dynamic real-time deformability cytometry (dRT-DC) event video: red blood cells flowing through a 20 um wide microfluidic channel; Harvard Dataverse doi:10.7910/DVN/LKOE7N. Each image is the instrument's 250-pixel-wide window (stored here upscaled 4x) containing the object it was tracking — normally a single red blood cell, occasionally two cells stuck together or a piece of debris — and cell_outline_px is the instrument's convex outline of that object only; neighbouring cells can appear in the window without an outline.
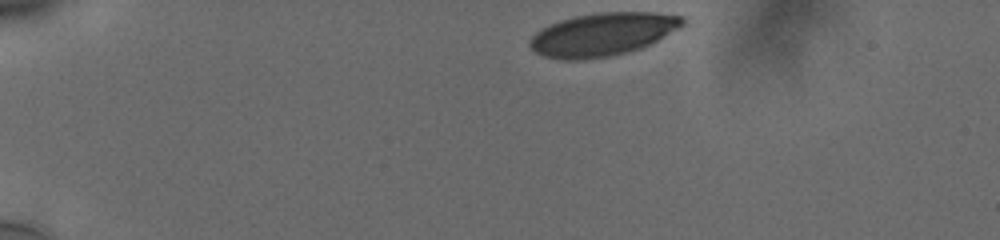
{"species": "human", "species_latin": "Homo sapiens", "temperature_condition": "cold", "stored_images_in_passage": 38, "camera_frame_rate_fps": 3000, "um_per_image_px": 0.085, "donor": {"sex": "male"}, "frame": {"image": 1, "passage_image": 1, "time_ms": 0.0, "image_size_px": [1000, 240], "cell_outline_px": [[684, 24], [656, 40], [640, 48], [628, 52], [608, 56], [576, 60], [560, 60], [544, 56], [536, 52], [528, 44], [528, 40], [540, 28], [548, 24], [572, 16], [596, 12], [652, 12], [684, 16]], "centroid_in_image_um": [51.15, 2.9], "position_along_channel_um": 33.8, "area_um2": 38.21}}
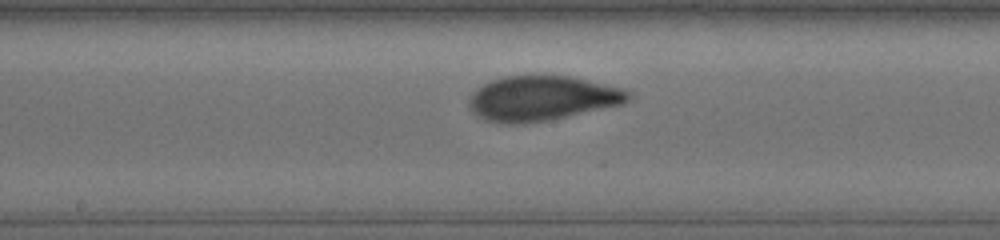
{"frame": {"image": 2, "passage_image": 21, "time_ms": 6.667, "image_size_px": [1000, 240], "cell_outline_px": [[632, 96], [628, 100], [620, 104], [548, 120], [524, 124], [512, 124], [484, 120], [472, 112], [468, 104], [468, 100], [472, 92], [476, 88], [492, 80], [504, 76], [568, 76], [624, 88]], "centroid_in_image_um": [46.01, 8.36], "position_along_channel_um": 202.2, "area_um2": 41.27}}
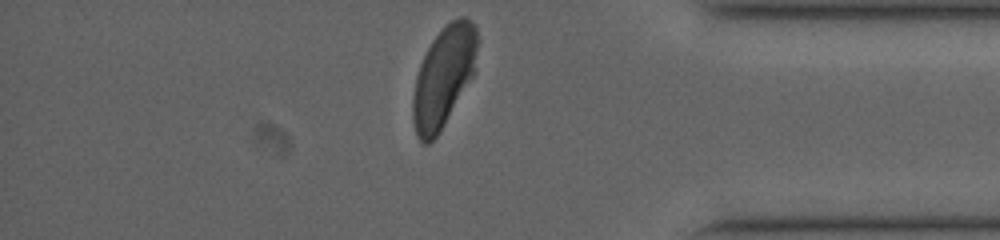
{"frame": {"image": 3, "passage_image": 38, "time_ms": 12.333, "image_size_px": [1000, 240], "cell_outline_px": [[480, 40], [476, 72], [440, 132], [428, 144], [424, 144], [416, 136], [412, 120], [412, 96], [416, 76], [420, 64], [432, 40], [452, 20], [460, 16], [464, 16], [472, 20], [476, 24]], "centroid_in_image_um": [37.75, 6.51], "position_along_channel_um": 397.4, "area_um2": 38.61}, "authors_computed_cell_mechanics": {"area_um2": 40.1999, "velocity_mm_per_s": 3.7416, "shape_relaxation_time_tau1_ms": 3.0456, "shape_relaxation_time_tau2_ms": null, "deformation_change_tau1": 0.1536, "deformation_change_tau2": null}}